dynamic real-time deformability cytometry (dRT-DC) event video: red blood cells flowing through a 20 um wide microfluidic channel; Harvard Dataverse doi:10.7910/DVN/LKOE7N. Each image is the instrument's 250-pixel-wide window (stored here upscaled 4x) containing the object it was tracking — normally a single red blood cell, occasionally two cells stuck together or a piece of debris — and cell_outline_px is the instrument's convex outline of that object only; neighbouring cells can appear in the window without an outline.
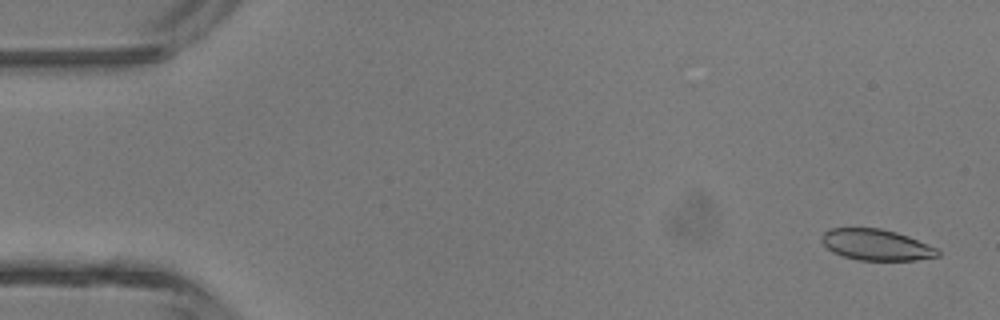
{"species": "common noctule bat (a hibernating species)", "species_latin": "Nyctalus noctula", "temperature_condition": "room temperature", "stored_images_in_passage": 4, "camera_frame_rate_fps": 3000, "um_per_image_px": 0.085, "animal": {"sex": "male", "body_mass_g": 13.3}, "frame": {"image": 1, "passage_image": 1, "time_ms": 0.0, "image_size_px": [1000, 320], "cell_outline_px": [[940, 256], [916, 260], [856, 260], [832, 252], [820, 240], [820, 236], [828, 228], [880, 228], [896, 232], [908, 236], [936, 248], [940, 252]], "centroid_in_image_um": [74.45, 20.8], "position_along_channel_um": 10.5, "area_um2": 21.04}}
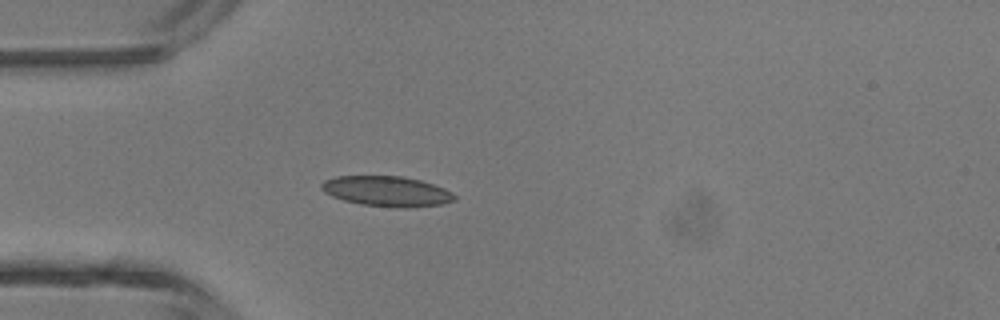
{"frame": {"image": 2, "passage_image": 4, "time_ms": 3.667, "image_size_px": [1000, 320], "cell_outline_px": [[456, 200], [440, 204], [408, 208], [396, 208], [360, 204], [344, 200], [332, 196], [324, 192], [320, 188], [320, 184], [324, 180], [336, 176], [404, 176], [420, 180], [444, 188], [452, 192], [456, 196]], "centroid_in_image_um": [32.87, 16.26], "position_along_channel_um": 52.1, "area_um2": 23.58}}